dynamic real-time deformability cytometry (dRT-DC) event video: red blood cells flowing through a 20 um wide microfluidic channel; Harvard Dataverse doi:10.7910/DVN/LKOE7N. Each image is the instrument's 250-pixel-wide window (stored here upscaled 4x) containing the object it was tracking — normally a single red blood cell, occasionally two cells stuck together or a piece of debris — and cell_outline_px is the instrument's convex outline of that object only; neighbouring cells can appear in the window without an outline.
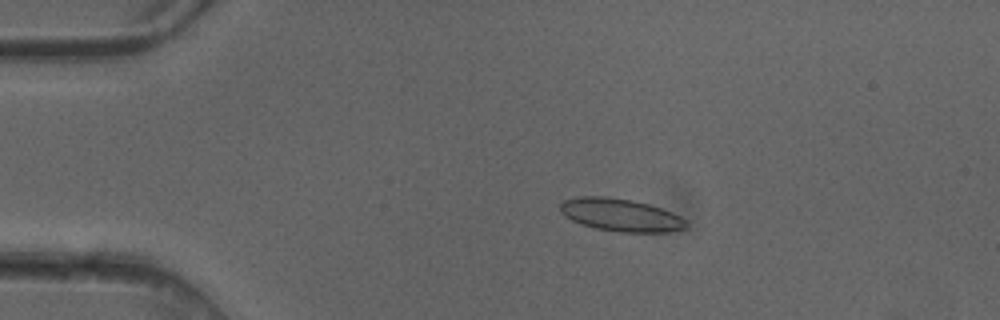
{"species": "common noctule bat (a hibernating species)", "species_latin": "Nyctalus noctula", "temperature_condition": "cold", "stored_images_in_passage": 5, "camera_frame_rate_fps": 3000, "um_per_image_px": 0.085, "animal": {"sex": "female"}, "frame": {"image": 1, "passage_image": 3, "time_ms": 0.667, "image_size_px": [1000, 320], "cell_outline_px": [[688, 228], [668, 232], [616, 232], [596, 228], [580, 224], [564, 216], [560, 212], [560, 204], [564, 200], [580, 196], [604, 196], [632, 200], [664, 208], [680, 216], [688, 224]], "centroid_in_image_um": [52.77, 18.27], "position_along_channel_um": 32.2, "area_um2": 24.22}}
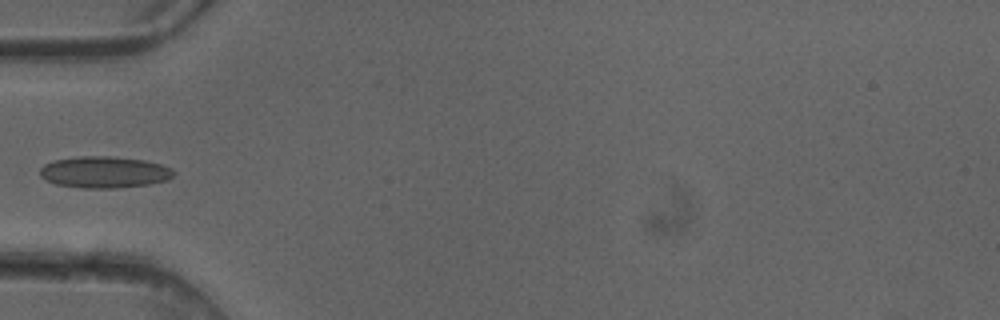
{"frame": {"image": 2, "passage_image": 5, "time_ms": 1.333, "image_size_px": [1000, 320], "cell_outline_px": [[176, 172], [168, 180], [148, 184], [116, 188], [80, 188], [56, 184], [40, 176], [40, 168], [44, 164], [52, 160], [80, 156], [112, 156], [144, 160], [160, 164], [172, 168]], "centroid_in_image_um": [8.86, 14.63], "position_along_channel_um": 76.1, "area_um2": 24.68}}